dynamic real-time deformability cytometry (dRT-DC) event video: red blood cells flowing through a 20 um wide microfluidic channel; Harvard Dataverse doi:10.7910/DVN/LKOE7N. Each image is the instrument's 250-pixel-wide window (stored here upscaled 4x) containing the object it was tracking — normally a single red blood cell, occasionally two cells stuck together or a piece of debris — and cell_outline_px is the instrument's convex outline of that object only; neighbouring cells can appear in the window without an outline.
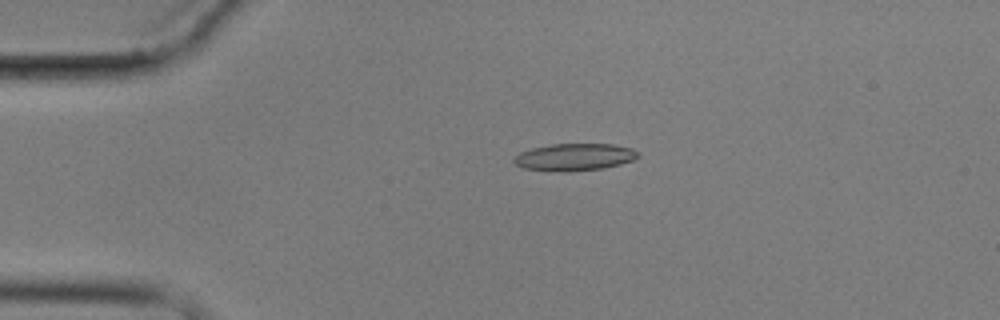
{"species": "common noctule bat (a hibernating species)", "species_latin": "Nyctalus noctula", "temperature_condition": "cold", "stored_images_in_passage": 2, "camera_frame_rate_fps": 3000, "um_per_image_px": 0.085, "animal": {"sex": "male", "body_mass_g": 17.9}, "frame": {"image": 1, "passage_image": 1, "time_ms": 0.0, "image_size_px": [1000, 320], "cell_outline_px": [[640, 156], [632, 160], [620, 164], [604, 168], [568, 172], [564, 172], [524, 168], [516, 164], [512, 160], [520, 152], [532, 148], [552, 144], [612, 144], [632, 148], [640, 152]], "centroid_in_image_um": [48.86, 13.35], "position_along_channel_um": 36.1, "area_um2": 19.65}}